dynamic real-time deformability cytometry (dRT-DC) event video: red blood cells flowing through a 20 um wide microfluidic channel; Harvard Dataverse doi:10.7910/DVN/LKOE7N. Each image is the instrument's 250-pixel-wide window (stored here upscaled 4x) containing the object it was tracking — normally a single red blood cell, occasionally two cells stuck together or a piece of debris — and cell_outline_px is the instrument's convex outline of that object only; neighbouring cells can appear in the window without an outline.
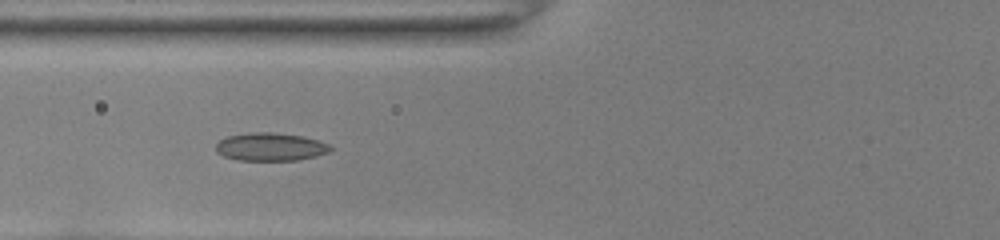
{"species": "common noctule bat (a hibernating species)", "species_latin": "Nyctalus noctula", "temperature_condition": "room temperature", "stored_images_in_passage": 52, "camera_frame_rate_fps": 3000, "um_per_image_px": 0.085, "animal": {"sex": "female", "body_mass_g": 22.0, "forearm_length_mm": 56.7}, "frame": {"image": 1, "passage_image": 23, "time_ms": 7.333, "image_size_px": [1000, 240], "cell_outline_px": [[332, 148], [328, 152], [316, 156], [300, 160], [236, 160], [224, 156], [216, 152], [216, 144], [220, 140], [228, 136], [252, 132], [272, 132], [300, 136], [320, 140], [328, 144]], "centroid_in_image_um": [22.99, 12.48], "position_along_channel_um": 102.8, "area_um2": 18.67}}
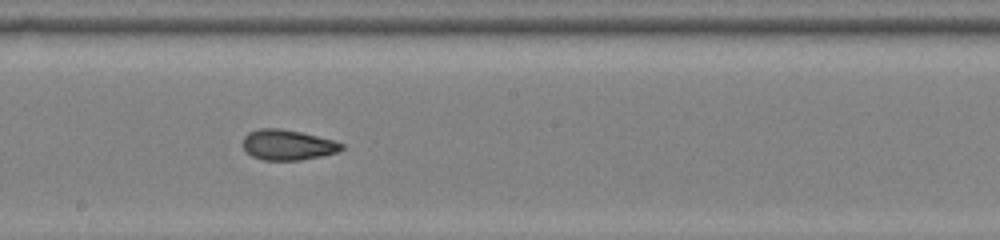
{"frame": {"image": 2, "passage_image": 32, "time_ms": 10.333, "image_size_px": [1000, 240], "cell_outline_px": [[344, 148], [336, 152], [320, 156], [300, 160], [264, 160], [252, 156], [240, 144], [244, 136], [248, 132], [260, 128], [280, 128], [300, 132], [332, 140], [344, 144]], "centroid_in_image_um": [24.4, 12.31], "position_along_channel_um": 223.8, "area_um2": 17.4}}
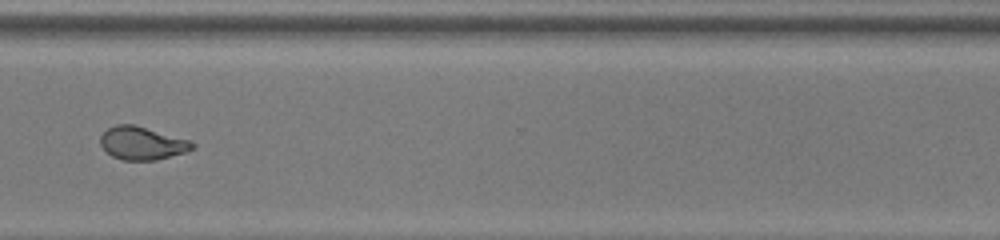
{"frame": {"image": 3, "passage_image": 42, "time_ms": 13.667, "image_size_px": [1000, 240], "cell_outline_px": [[196, 144], [192, 148], [184, 152], [156, 160], [124, 160], [112, 156], [100, 144], [100, 136], [108, 128], [116, 124], [136, 124], [188, 140]], "centroid_in_image_um": [12.05, 12.16], "position_along_channel_um": 358.6, "area_um2": 17.51}, "authors_computed_cell_mechanics": {"area_um2": 18.4382, "velocity_mm_per_s": 4.0308, "shape_relaxation_time_tau1_ms": null, "shape_relaxation_time_tau2_ms": 1.1393, "deformation_change_tau1": null, "deformation_change_tau2": 0.0676}}